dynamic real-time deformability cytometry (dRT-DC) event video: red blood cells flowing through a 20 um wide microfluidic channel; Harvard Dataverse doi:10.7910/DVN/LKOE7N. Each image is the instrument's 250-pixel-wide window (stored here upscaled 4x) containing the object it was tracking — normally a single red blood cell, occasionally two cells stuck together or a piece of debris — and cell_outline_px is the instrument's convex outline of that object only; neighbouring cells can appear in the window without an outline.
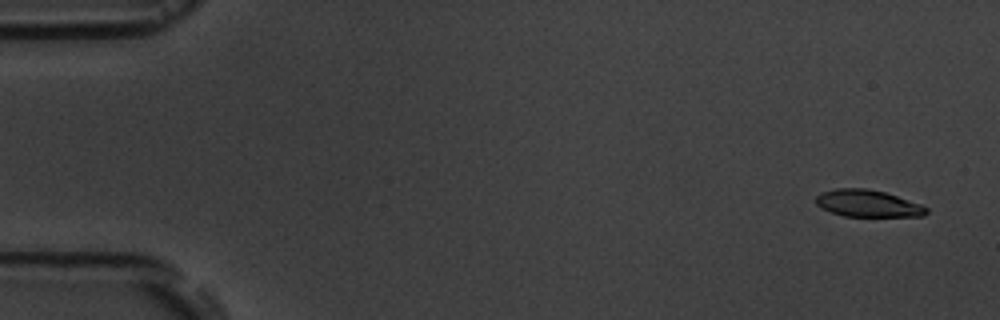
{"species": "common noctule bat (a hibernating species)", "species_latin": "Nyctalus noctula", "temperature_condition": "room temperature", "stored_images_in_passage": 5, "camera_frame_rate_fps": 3000, "um_per_image_px": 0.085, "animal": {"sex": "male", "body_mass_g": 19.5, "forearm_length_mm": 54.6}, "frame": {"image": 1, "passage_image": 1, "time_ms": 0.0, "image_size_px": [1000, 320], "cell_outline_px": [[928, 212], [924, 216], [844, 216], [832, 212], [816, 204], [816, 196], [820, 192], [836, 188], [864, 188], [884, 192], [920, 204], [928, 208]], "centroid_in_image_um": [73.75, 17.29], "position_along_channel_um": 11.2, "area_um2": 17.17}}
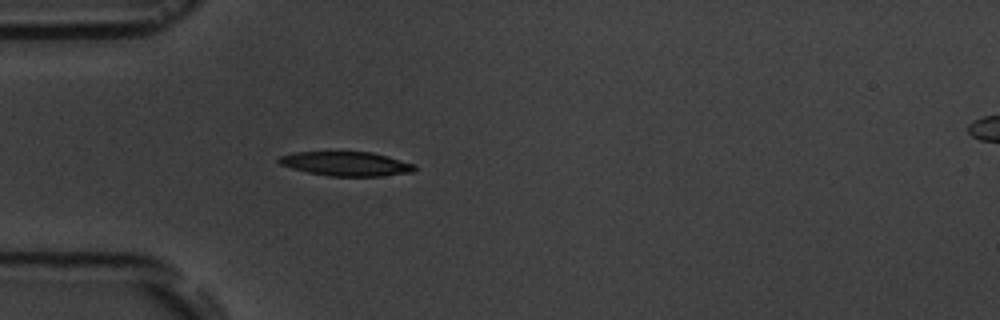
{"frame": {"image": 2, "passage_image": 5, "time_ms": 4.667, "image_size_px": [1000, 320], "cell_outline_px": [[416, 168], [412, 172], [380, 176], [328, 176], [308, 172], [292, 168], [280, 164], [276, 160], [280, 156], [292, 152], [372, 152], [388, 156], [416, 164]], "centroid_in_image_um": [29.43, 13.92], "position_along_channel_um": 55.6, "area_um2": 19.19}}